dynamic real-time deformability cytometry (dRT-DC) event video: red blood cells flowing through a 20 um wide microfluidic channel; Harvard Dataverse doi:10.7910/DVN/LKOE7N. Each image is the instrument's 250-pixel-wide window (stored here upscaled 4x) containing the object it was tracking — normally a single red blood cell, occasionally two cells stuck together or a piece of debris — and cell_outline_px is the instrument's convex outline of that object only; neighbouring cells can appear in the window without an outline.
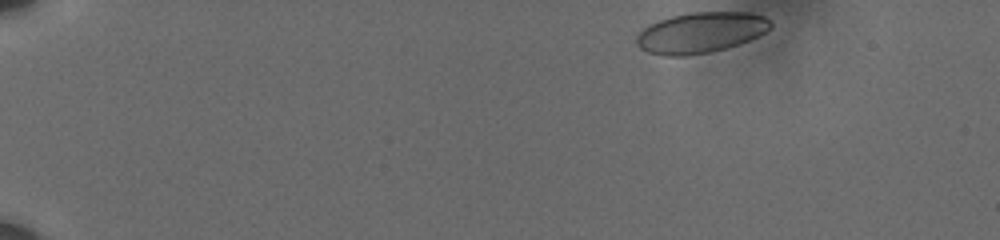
{"species": "human", "species_latin": "Homo sapiens", "temperature_condition": "cold", "stored_images_in_passage": 51, "camera_frame_rate_fps": 3000, "um_per_image_px": 0.085, "donor": {"sex": "male"}, "frame": {"image": 1, "passage_image": 1, "time_ms": 0.0, "image_size_px": [1000, 240], "cell_outline_px": [[772, 28], [748, 40], [712, 52], [688, 56], [664, 56], [648, 52], [640, 48], [636, 44], [636, 36], [648, 24], [672, 16], [688, 12], [752, 12], [764, 16], [772, 20]], "centroid_in_image_um": [59.55, 2.76], "position_along_channel_um": 25.4, "area_um2": 31.91}}
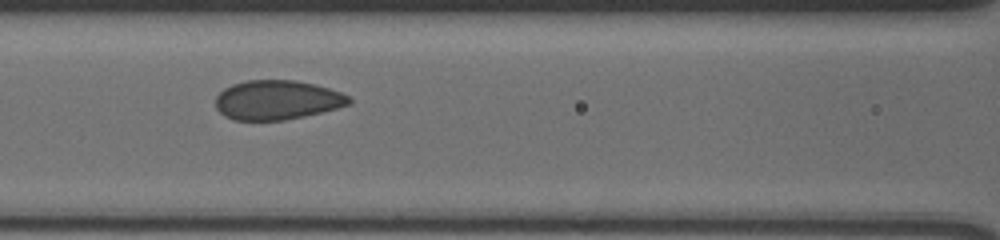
{"frame": {"image": 2, "passage_image": 21, "time_ms": 6.667, "image_size_px": [1000, 240], "cell_outline_px": [[352, 104], [324, 112], [284, 120], [232, 120], [224, 116], [216, 108], [216, 96], [224, 88], [232, 84], [248, 80], [296, 80], [328, 88], [340, 92], [348, 96], [352, 100]], "centroid_in_image_um": [23.55, 8.51], "position_along_channel_um": 143.0, "area_um2": 30.75}}
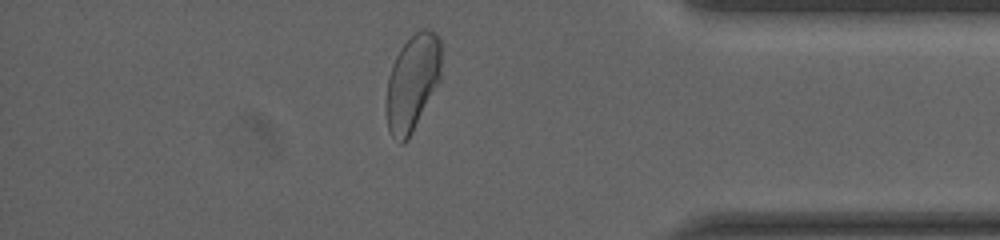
{"frame": {"image": 3, "passage_image": 44, "time_ms": 14.333, "image_size_px": [1000, 240], "cell_outline_px": [[440, 80], [408, 140], [404, 144], [400, 144], [388, 132], [384, 112], [384, 104], [388, 76], [392, 64], [400, 48], [420, 28], [428, 28], [436, 32], [440, 40]], "centroid_in_image_um": [35.01, 7.06], "position_along_channel_um": 400.2, "area_um2": 31.44}}